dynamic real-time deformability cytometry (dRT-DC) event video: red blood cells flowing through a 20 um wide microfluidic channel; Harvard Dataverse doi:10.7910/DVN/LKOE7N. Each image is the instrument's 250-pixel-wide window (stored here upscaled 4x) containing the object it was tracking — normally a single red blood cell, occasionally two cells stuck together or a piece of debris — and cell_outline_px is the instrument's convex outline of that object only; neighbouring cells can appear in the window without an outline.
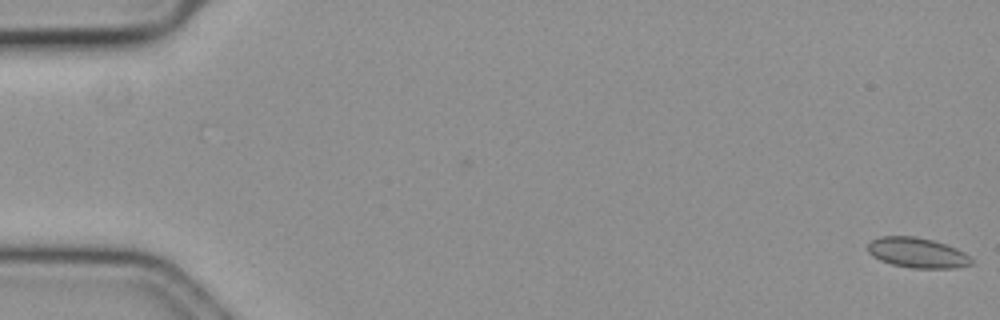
{"species": "common noctule bat (a hibernating species)", "species_latin": "Nyctalus noctula", "temperature_condition": "cold", "stored_images_in_passage": 9, "camera_frame_rate_fps": 3000, "um_per_image_px": 0.085, "animal": {"sex": "female", "body_mass_g": 19.3, "forearm_length_mm": 54.1}, "frame": {"image": 1, "passage_image": 1, "time_ms": 0.0, "image_size_px": [1000, 320], "cell_outline_px": [[972, 264], [956, 268], [912, 268], [892, 264], [880, 260], [872, 256], [868, 252], [868, 244], [872, 240], [880, 236], [916, 236], [932, 240], [956, 248], [964, 252], [972, 260]], "centroid_in_image_um": [77.95, 21.48], "position_along_channel_um": 7.0, "area_um2": 18.15}}